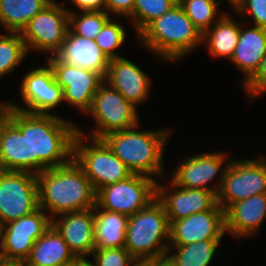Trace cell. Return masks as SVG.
I'll return each mask as SVG.
<instances>
[{
  "label": "cell",
  "instance_id": "1",
  "mask_svg": "<svg viewBox=\"0 0 266 266\" xmlns=\"http://www.w3.org/2000/svg\"><path fill=\"white\" fill-rule=\"evenodd\" d=\"M37 180L39 208L51 219L96 205V191L74 159L63 166L41 171Z\"/></svg>",
  "mask_w": 266,
  "mask_h": 266
},
{
  "label": "cell",
  "instance_id": "2",
  "mask_svg": "<svg viewBox=\"0 0 266 266\" xmlns=\"http://www.w3.org/2000/svg\"><path fill=\"white\" fill-rule=\"evenodd\" d=\"M140 126L109 133L102 139L132 174L157 181L165 175L164 151L172 131L167 128L140 131Z\"/></svg>",
  "mask_w": 266,
  "mask_h": 266
},
{
  "label": "cell",
  "instance_id": "3",
  "mask_svg": "<svg viewBox=\"0 0 266 266\" xmlns=\"http://www.w3.org/2000/svg\"><path fill=\"white\" fill-rule=\"evenodd\" d=\"M77 126L55 114L29 113L30 172L38 174L73 159Z\"/></svg>",
  "mask_w": 266,
  "mask_h": 266
},
{
  "label": "cell",
  "instance_id": "4",
  "mask_svg": "<svg viewBox=\"0 0 266 266\" xmlns=\"http://www.w3.org/2000/svg\"><path fill=\"white\" fill-rule=\"evenodd\" d=\"M143 48L165 62H181L202 45V34L179 3L153 20L139 35Z\"/></svg>",
  "mask_w": 266,
  "mask_h": 266
},
{
  "label": "cell",
  "instance_id": "5",
  "mask_svg": "<svg viewBox=\"0 0 266 266\" xmlns=\"http://www.w3.org/2000/svg\"><path fill=\"white\" fill-rule=\"evenodd\" d=\"M170 222L162 204L155 199L129 216L125 248L136 259H155L168 253Z\"/></svg>",
  "mask_w": 266,
  "mask_h": 266
},
{
  "label": "cell",
  "instance_id": "6",
  "mask_svg": "<svg viewBox=\"0 0 266 266\" xmlns=\"http://www.w3.org/2000/svg\"><path fill=\"white\" fill-rule=\"evenodd\" d=\"M86 141L90 143L86 144ZM73 159L95 191L132 175L103 139L87 137L78 132L73 142Z\"/></svg>",
  "mask_w": 266,
  "mask_h": 266
},
{
  "label": "cell",
  "instance_id": "7",
  "mask_svg": "<svg viewBox=\"0 0 266 266\" xmlns=\"http://www.w3.org/2000/svg\"><path fill=\"white\" fill-rule=\"evenodd\" d=\"M138 110L115 88L105 81L95 93L90 109L85 115L92 116L95 127L91 132H84L77 127V132L87 137L102 139L107 134L134 128L139 125Z\"/></svg>",
  "mask_w": 266,
  "mask_h": 266
},
{
  "label": "cell",
  "instance_id": "8",
  "mask_svg": "<svg viewBox=\"0 0 266 266\" xmlns=\"http://www.w3.org/2000/svg\"><path fill=\"white\" fill-rule=\"evenodd\" d=\"M266 193V157L232 159L224 173L217 203L226 210L231 204Z\"/></svg>",
  "mask_w": 266,
  "mask_h": 266
},
{
  "label": "cell",
  "instance_id": "9",
  "mask_svg": "<svg viewBox=\"0 0 266 266\" xmlns=\"http://www.w3.org/2000/svg\"><path fill=\"white\" fill-rule=\"evenodd\" d=\"M69 29L66 6L52 0L42 11L32 17L20 33L28 53L32 50L55 55L62 47ZM46 52V53H45Z\"/></svg>",
  "mask_w": 266,
  "mask_h": 266
},
{
  "label": "cell",
  "instance_id": "10",
  "mask_svg": "<svg viewBox=\"0 0 266 266\" xmlns=\"http://www.w3.org/2000/svg\"><path fill=\"white\" fill-rule=\"evenodd\" d=\"M156 183L151 177L132 174L125 180L98 189L96 205L104 210L132 216L156 199Z\"/></svg>",
  "mask_w": 266,
  "mask_h": 266
},
{
  "label": "cell",
  "instance_id": "11",
  "mask_svg": "<svg viewBox=\"0 0 266 266\" xmlns=\"http://www.w3.org/2000/svg\"><path fill=\"white\" fill-rule=\"evenodd\" d=\"M39 208L37 175L0 170V227Z\"/></svg>",
  "mask_w": 266,
  "mask_h": 266
},
{
  "label": "cell",
  "instance_id": "12",
  "mask_svg": "<svg viewBox=\"0 0 266 266\" xmlns=\"http://www.w3.org/2000/svg\"><path fill=\"white\" fill-rule=\"evenodd\" d=\"M52 225V219L41 208L0 227V260L25 262L34 242Z\"/></svg>",
  "mask_w": 266,
  "mask_h": 266
},
{
  "label": "cell",
  "instance_id": "13",
  "mask_svg": "<svg viewBox=\"0 0 266 266\" xmlns=\"http://www.w3.org/2000/svg\"><path fill=\"white\" fill-rule=\"evenodd\" d=\"M0 124V170L30 172L29 113L6 105Z\"/></svg>",
  "mask_w": 266,
  "mask_h": 266
},
{
  "label": "cell",
  "instance_id": "14",
  "mask_svg": "<svg viewBox=\"0 0 266 266\" xmlns=\"http://www.w3.org/2000/svg\"><path fill=\"white\" fill-rule=\"evenodd\" d=\"M46 64L28 71L20 81L21 99L27 108L10 101L6 102L8 107L31 114L57 115L51 111L64 102L63 90L55 81L50 65Z\"/></svg>",
  "mask_w": 266,
  "mask_h": 266
},
{
  "label": "cell",
  "instance_id": "15",
  "mask_svg": "<svg viewBox=\"0 0 266 266\" xmlns=\"http://www.w3.org/2000/svg\"><path fill=\"white\" fill-rule=\"evenodd\" d=\"M230 161L225 152L194 154L178 164L170 180L179 187L204 189L217 196ZM214 180L218 183L214 184Z\"/></svg>",
  "mask_w": 266,
  "mask_h": 266
},
{
  "label": "cell",
  "instance_id": "16",
  "mask_svg": "<svg viewBox=\"0 0 266 266\" xmlns=\"http://www.w3.org/2000/svg\"><path fill=\"white\" fill-rule=\"evenodd\" d=\"M46 60L53 71L55 81L63 90L64 102L85 115L104 78L99 73L61 62L55 55L47 57Z\"/></svg>",
  "mask_w": 266,
  "mask_h": 266
},
{
  "label": "cell",
  "instance_id": "17",
  "mask_svg": "<svg viewBox=\"0 0 266 266\" xmlns=\"http://www.w3.org/2000/svg\"><path fill=\"white\" fill-rule=\"evenodd\" d=\"M169 222V245H187L201 240H222L226 235L225 210L218 203L211 210Z\"/></svg>",
  "mask_w": 266,
  "mask_h": 266
},
{
  "label": "cell",
  "instance_id": "18",
  "mask_svg": "<svg viewBox=\"0 0 266 266\" xmlns=\"http://www.w3.org/2000/svg\"><path fill=\"white\" fill-rule=\"evenodd\" d=\"M156 199L162 204L169 221L211 210L217 204L212 191L182 188L170 180V185L156 183Z\"/></svg>",
  "mask_w": 266,
  "mask_h": 266
},
{
  "label": "cell",
  "instance_id": "19",
  "mask_svg": "<svg viewBox=\"0 0 266 266\" xmlns=\"http://www.w3.org/2000/svg\"><path fill=\"white\" fill-rule=\"evenodd\" d=\"M104 81L118 90L136 108L151 93L152 86L147 73L124 57L110 60Z\"/></svg>",
  "mask_w": 266,
  "mask_h": 266
},
{
  "label": "cell",
  "instance_id": "20",
  "mask_svg": "<svg viewBox=\"0 0 266 266\" xmlns=\"http://www.w3.org/2000/svg\"><path fill=\"white\" fill-rule=\"evenodd\" d=\"M52 226L76 258H86L93 253L95 249L93 208L56 216L52 219Z\"/></svg>",
  "mask_w": 266,
  "mask_h": 266
},
{
  "label": "cell",
  "instance_id": "21",
  "mask_svg": "<svg viewBox=\"0 0 266 266\" xmlns=\"http://www.w3.org/2000/svg\"><path fill=\"white\" fill-rule=\"evenodd\" d=\"M266 220V193L231 204L225 210V230L234 239L251 238Z\"/></svg>",
  "mask_w": 266,
  "mask_h": 266
},
{
  "label": "cell",
  "instance_id": "22",
  "mask_svg": "<svg viewBox=\"0 0 266 266\" xmlns=\"http://www.w3.org/2000/svg\"><path fill=\"white\" fill-rule=\"evenodd\" d=\"M55 56L61 62L99 73L103 78L106 76L110 63L95 39L78 36L70 28L61 49Z\"/></svg>",
  "mask_w": 266,
  "mask_h": 266
},
{
  "label": "cell",
  "instance_id": "23",
  "mask_svg": "<svg viewBox=\"0 0 266 266\" xmlns=\"http://www.w3.org/2000/svg\"><path fill=\"white\" fill-rule=\"evenodd\" d=\"M245 22H240L239 41L231 59L228 60L243 73L241 85L255 74L266 55V28L258 26L244 28Z\"/></svg>",
  "mask_w": 266,
  "mask_h": 266
},
{
  "label": "cell",
  "instance_id": "24",
  "mask_svg": "<svg viewBox=\"0 0 266 266\" xmlns=\"http://www.w3.org/2000/svg\"><path fill=\"white\" fill-rule=\"evenodd\" d=\"M75 259L66 242L51 225L34 242L30 255L24 263L26 266H69Z\"/></svg>",
  "mask_w": 266,
  "mask_h": 266
},
{
  "label": "cell",
  "instance_id": "25",
  "mask_svg": "<svg viewBox=\"0 0 266 266\" xmlns=\"http://www.w3.org/2000/svg\"><path fill=\"white\" fill-rule=\"evenodd\" d=\"M95 249L125 247L129 217L118 212L93 207Z\"/></svg>",
  "mask_w": 266,
  "mask_h": 266
},
{
  "label": "cell",
  "instance_id": "26",
  "mask_svg": "<svg viewBox=\"0 0 266 266\" xmlns=\"http://www.w3.org/2000/svg\"><path fill=\"white\" fill-rule=\"evenodd\" d=\"M239 34L240 22L226 12L202 34V46L206 45L212 57L230 60L239 41Z\"/></svg>",
  "mask_w": 266,
  "mask_h": 266
},
{
  "label": "cell",
  "instance_id": "27",
  "mask_svg": "<svg viewBox=\"0 0 266 266\" xmlns=\"http://www.w3.org/2000/svg\"><path fill=\"white\" fill-rule=\"evenodd\" d=\"M52 0H0V26L6 32H18Z\"/></svg>",
  "mask_w": 266,
  "mask_h": 266
},
{
  "label": "cell",
  "instance_id": "28",
  "mask_svg": "<svg viewBox=\"0 0 266 266\" xmlns=\"http://www.w3.org/2000/svg\"><path fill=\"white\" fill-rule=\"evenodd\" d=\"M222 240H201L187 245H169L168 255L177 266H210Z\"/></svg>",
  "mask_w": 266,
  "mask_h": 266
},
{
  "label": "cell",
  "instance_id": "29",
  "mask_svg": "<svg viewBox=\"0 0 266 266\" xmlns=\"http://www.w3.org/2000/svg\"><path fill=\"white\" fill-rule=\"evenodd\" d=\"M178 3L201 34L224 15L220 12L218 0H179Z\"/></svg>",
  "mask_w": 266,
  "mask_h": 266
},
{
  "label": "cell",
  "instance_id": "30",
  "mask_svg": "<svg viewBox=\"0 0 266 266\" xmlns=\"http://www.w3.org/2000/svg\"><path fill=\"white\" fill-rule=\"evenodd\" d=\"M29 55L22 36L18 32L0 35V79L12 73Z\"/></svg>",
  "mask_w": 266,
  "mask_h": 266
},
{
  "label": "cell",
  "instance_id": "31",
  "mask_svg": "<svg viewBox=\"0 0 266 266\" xmlns=\"http://www.w3.org/2000/svg\"><path fill=\"white\" fill-rule=\"evenodd\" d=\"M178 0H135L133 12L127 17L137 36L156 18L168 12Z\"/></svg>",
  "mask_w": 266,
  "mask_h": 266
},
{
  "label": "cell",
  "instance_id": "32",
  "mask_svg": "<svg viewBox=\"0 0 266 266\" xmlns=\"http://www.w3.org/2000/svg\"><path fill=\"white\" fill-rule=\"evenodd\" d=\"M69 28L78 36L95 39L104 25L112 18L106 11H77L66 8Z\"/></svg>",
  "mask_w": 266,
  "mask_h": 266
},
{
  "label": "cell",
  "instance_id": "33",
  "mask_svg": "<svg viewBox=\"0 0 266 266\" xmlns=\"http://www.w3.org/2000/svg\"><path fill=\"white\" fill-rule=\"evenodd\" d=\"M117 19V17L111 18L95 38L97 45L109 60L122 57L116 51L124 45L127 34Z\"/></svg>",
  "mask_w": 266,
  "mask_h": 266
},
{
  "label": "cell",
  "instance_id": "34",
  "mask_svg": "<svg viewBox=\"0 0 266 266\" xmlns=\"http://www.w3.org/2000/svg\"><path fill=\"white\" fill-rule=\"evenodd\" d=\"M230 5L237 18L251 16L253 26L266 28V0H230Z\"/></svg>",
  "mask_w": 266,
  "mask_h": 266
},
{
  "label": "cell",
  "instance_id": "35",
  "mask_svg": "<svg viewBox=\"0 0 266 266\" xmlns=\"http://www.w3.org/2000/svg\"><path fill=\"white\" fill-rule=\"evenodd\" d=\"M91 256L95 266H132L136 260L125 247L94 249Z\"/></svg>",
  "mask_w": 266,
  "mask_h": 266
},
{
  "label": "cell",
  "instance_id": "36",
  "mask_svg": "<svg viewBox=\"0 0 266 266\" xmlns=\"http://www.w3.org/2000/svg\"><path fill=\"white\" fill-rule=\"evenodd\" d=\"M242 87L247 93L246 95L253 101L266 92V55L262 59L259 69Z\"/></svg>",
  "mask_w": 266,
  "mask_h": 266
},
{
  "label": "cell",
  "instance_id": "37",
  "mask_svg": "<svg viewBox=\"0 0 266 266\" xmlns=\"http://www.w3.org/2000/svg\"><path fill=\"white\" fill-rule=\"evenodd\" d=\"M135 0H106V12L125 19L133 12Z\"/></svg>",
  "mask_w": 266,
  "mask_h": 266
},
{
  "label": "cell",
  "instance_id": "38",
  "mask_svg": "<svg viewBox=\"0 0 266 266\" xmlns=\"http://www.w3.org/2000/svg\"><path fill=\"white\" fill-rule=\"evenodd\" d=\"M79 11H106V0H68Z\"/></svg>",
  "mask_w": 266,
  "mask_h": 266
},
{
  "label": "cell",
  "instance_id": "39",
  "mask_svg": "<svg viewBox=\"0 0 266 266\" xmlns=\"http://www.w3.org/2000/svg\"><path fill=\"white\" fill-rule=\"evenodd\" d=\"M155 266H177L171 257L166 254L161 257L155 258Z\"/></svg>",
  "mask_w": 266,
  "mask_h": 266
},
{
  "label": "cell",
  "instance_id": "40",
  "mask_svg": "<svg viewBox=\"0 0 266 266\" xmlns=\"http://www.w3.org/2000/svg\"><path fill=\"white\" fill-rule=\"evenodd\" d=\"M69 266H95L92 261L87 258H76Z\"/></svg>",
  "mask_w": 266,
  "mask_h": 266
},
{
  "label": "cell",
  "instance_id": "41",
  "mask_svg": "<svg viewBox=\"0 0 266 266\" xmlns=\"http://www.w3.org/2000/svg\"><path fill=\"white\" fill-rule=\"evenodd\" d=\"M132 266H155V259L135 260Z\"/></svg>",
  "mask_w": 266,
  "mask_h": 266
},
{
  "label": "cell",
  "instance_id": "42",
  "mask_svg": "<svg viewBox=\"0 0 266 266\" xmlns=\"http://www.w3.org/2000/svg\"><path fill=\"white\" fill-rule=\"evenodd\" d=\"M6 102L0 101V124L7 118L6 117Z\"/></svg>",
  "mask_w": 266,
  "mask_h": 266
},
{
  "label": "cell",
  "instance_id": "43",
  "mask_svg": "<svg viewBox=\"0 0 266 266\" xmlns=\"http://www.w3.org/2000/svg\"><path fill=\"white\" fill-rule=\"evenodd\" d=\"M0 266H26L24 262L0 260Z\"/></svg>",
  "mask_w": 266,
  "mask_h": 266
}]
</instances>
